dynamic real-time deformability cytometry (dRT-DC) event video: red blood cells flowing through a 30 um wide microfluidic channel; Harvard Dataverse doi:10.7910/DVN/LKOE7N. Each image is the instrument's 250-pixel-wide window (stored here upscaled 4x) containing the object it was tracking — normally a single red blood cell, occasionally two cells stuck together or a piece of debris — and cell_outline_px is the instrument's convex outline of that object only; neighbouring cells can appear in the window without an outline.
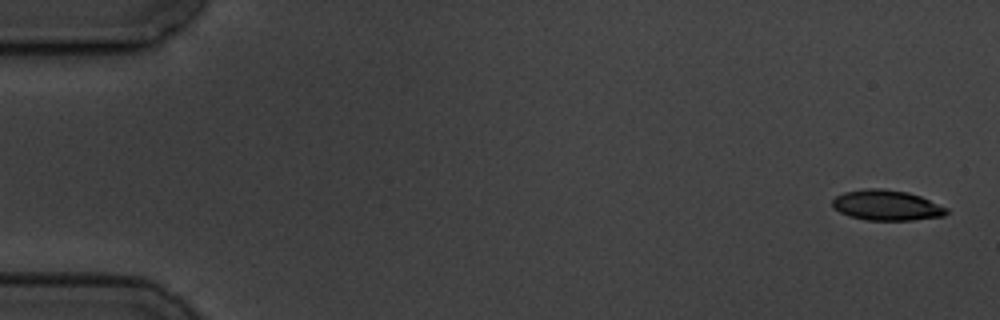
{"species": "common noctule bat (a hibernating species)", "species_latin": "Nyctalus noctula", "temperature_condition": "cold", "stored_images_in_passage": 6, "segment_of_instrument_passage": [1, 2], "camera_frame_rate_fps": 3000, "um_per_image_px": 0.085, "animal": {"sex": "male", "body_mass_g": 19.5, "forearm_length_mm": 54.6}, "frame": {"image": 1, "passage_image": 1, "time_ms": 0.0, "image_size_px": [1000, 320], "cell_outline_px": [[948, 212], [944, 216], [912, 220], [864, 220], [848, 216], [832, 208], [832, 200], [836, 196], [844, 192], [868, 188], [880, 188], [908, 192], [920, 196], [948, 208]], "centroid_in_image_um": [75.34, 17.45], "position_along_channel_um": 9.7, "area_um2": 20.29}}
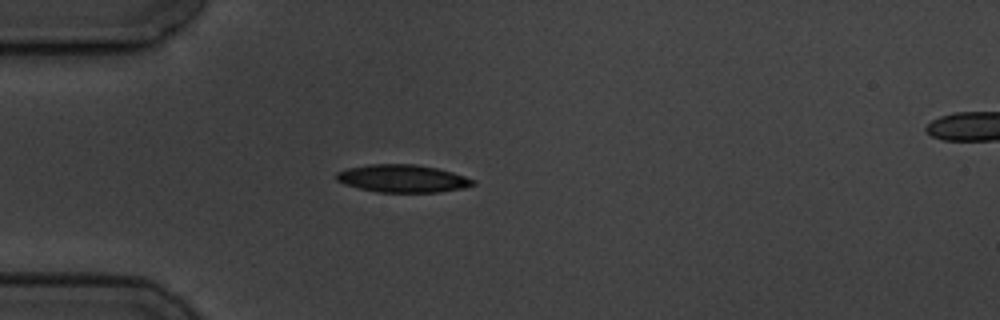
{"frame": {"image": 2, "passage_image": 5, "time_ms": 4.667, "image_size_px": [1000, 320], "cell_outline_px": [[476, 184], [464, 188], [440, 192], [376, 192], [344, 184], [336, 180], [336, 172], [348, 168], [368, 164], [416, 164], [436, 168], [452, 172], [476, 180]], "centroid_in_image_um": [34.23, 15.17], "position_along_channel_um": 50.8, "area_um2": 22.08}}